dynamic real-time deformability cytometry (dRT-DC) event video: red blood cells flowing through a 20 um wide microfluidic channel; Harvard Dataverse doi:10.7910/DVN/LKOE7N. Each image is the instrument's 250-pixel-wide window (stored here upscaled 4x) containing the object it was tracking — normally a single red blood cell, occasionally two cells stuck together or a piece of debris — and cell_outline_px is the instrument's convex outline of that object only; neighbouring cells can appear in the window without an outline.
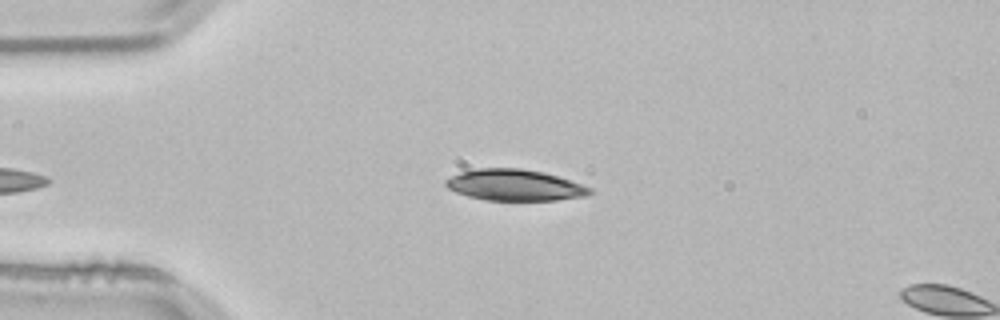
{"species": "common noctule bat (a hibernating species)", "species_latin": "Nyctalus noctula", "temperature_condition": "room temperature", "stored_images_in_passage": 7, "camera_frame_rate_fps": 3000, "um_per_image_px": 0.085, "animal": {"sex": "male", "body_mass_g": 21.5, "forearm_length_mm": 52.0}, "frame": {"image": 1, "passage_image": 4, "time_ms": 1.0, "image_size_px": [1000, 320], "cell_outline_px": [[596, 192], [588, 196], [556, 200], [484, 200], [468, 196], [456, 192], [448, 188], [444, 184], [444, 180], [460, 172], [480, 168], [520, 168], [544, 172], [592, 188]], "centroid_in_image_um": [43.76, 15.74], "position_along_channel_um": 41.2, "area_um2": 26.24}}